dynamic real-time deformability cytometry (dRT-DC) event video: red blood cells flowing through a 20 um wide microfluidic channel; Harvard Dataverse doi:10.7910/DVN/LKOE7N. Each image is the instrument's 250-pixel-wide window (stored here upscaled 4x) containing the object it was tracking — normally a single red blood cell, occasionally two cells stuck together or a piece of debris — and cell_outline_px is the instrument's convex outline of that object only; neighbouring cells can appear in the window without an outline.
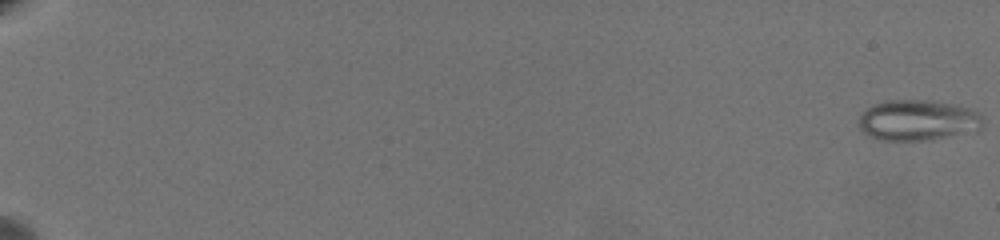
{"species": "common noctule bat (a hibernating species)", "species_latin": "Nyctalus noctula", "temperature_condition": "warm", "stored_images_in_passage": 64, "camera_frame_rate_fps": 3000, "um_per_image_px": 0.085, "animal": {"sex": "female", "body_mass_g": 19.5, "forearm_length_mm": 54.1}, "frame": {"image": 1, "passage_image": 1, "time_ms": 0.0, "image_size_px": [1000, 240], "cell_outline_px": [[980, 128], [976, 132], [928, 140], [884, 140], [872, 136], [864, 132], [860, 128], [860, 116], [868, 108], [876, 104], [888, 100], [932, 100], [956, 104], [968, 108], [976, 112], [980, 116]], "centroid_in_image_um": [78.05, 10.22], "position_along_channel_um": 7.0, "area_um2": 29.13}}
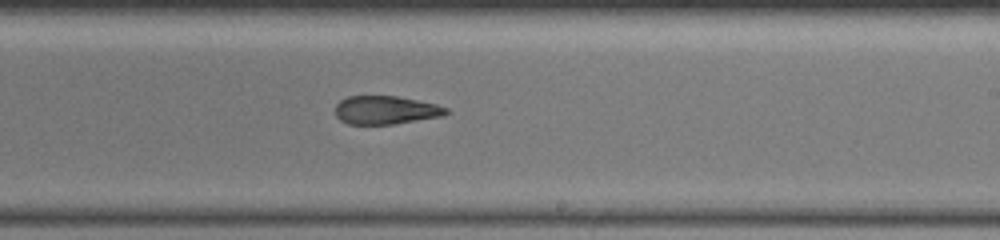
{"frame": {"image": 2, "passage_image": 43, "time_ms": 14.0, "image_size_px": [1000, 240], "cell_outline_px": [[448, 112], [444, 116], [392, 124], [348, 124], [340, 120], [336, 116], [336, 104], [340, 100], [348, 96], [396, 96], [436, 104], [448, 108]], "centroid_in_image_um": [32.78, 9.36], "position_along_channel_um": 256.2, "area_um2": 18.26}}
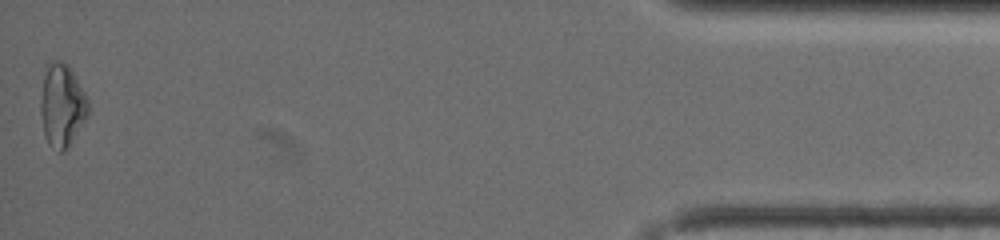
{"frame": {"image": 3, "passage_image": 64, "time_ms": 21.0, "image_size_px": [1000, 240], "cell_outline_px": [[88, 116], [68, 148], [64, 152], [60, 152], [52, 148], [48, 144], [44, 136], [40, 112], [40, 104], [44, 76], [48, 64], [52, 60], [60, 60], [68, 64], [84, 92], [88, 100]], "centroid_in_image_um": [5.27, 8.99], "position_along_channel_um": 429.9, "area_um2": 23.06}, "authors_computed_cell_mechanics": {"area_um2": 21.5016, "velocity_mm_per_s": 3.5252, "shape_relaxation_time_tau1_ms": null, "shape_relaxation_time_tau2_ms": 4.4261, "deformation_change_tau1": null, "deformation_change_tau2": 0.1365}}